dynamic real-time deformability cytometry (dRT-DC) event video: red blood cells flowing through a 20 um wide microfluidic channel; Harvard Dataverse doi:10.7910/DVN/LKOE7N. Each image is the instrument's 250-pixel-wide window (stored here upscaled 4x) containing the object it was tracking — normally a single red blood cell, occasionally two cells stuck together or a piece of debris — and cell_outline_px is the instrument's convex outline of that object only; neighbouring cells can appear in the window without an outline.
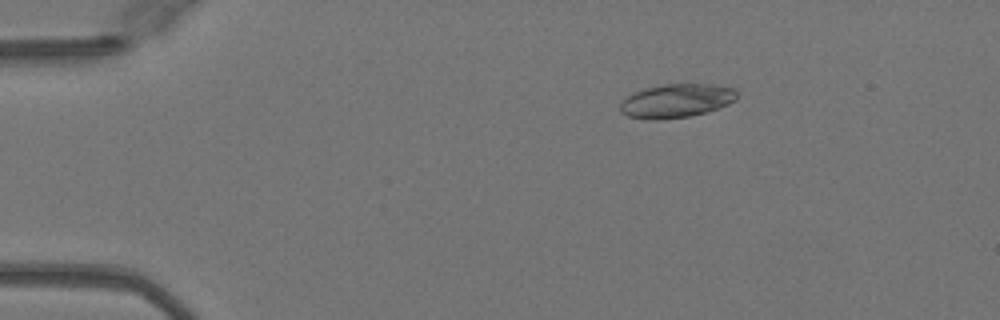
{"species": "Egyptian fruit bat (a non-hibernating species)", "species_latin": "Rousettus aegyptiacus", "temperature_condition": "warm", "stored_images_in_passage": 10, "camera_frame_rate_fps": 3000, "um_per_image_px": 0.085, "animal": {"sex": "female"}, "frame": {"image": 1, "passage_image": 1, "time_ms": 0.0, "image_size_px": [1000, 320], "cell_outline_px": [[736, 100], [720, 108], [708, 112], [692, 116], [656, 120], [648, 120], [628, 116], [620, 112], [620, 104], [628, 96], [644, 88], [664, 84], [708, 84], [736, 88]], "centroid_in_image_um": [57.51, 8.58], "position_along_channel_um": 27.5, "area_um2": 23.06}}
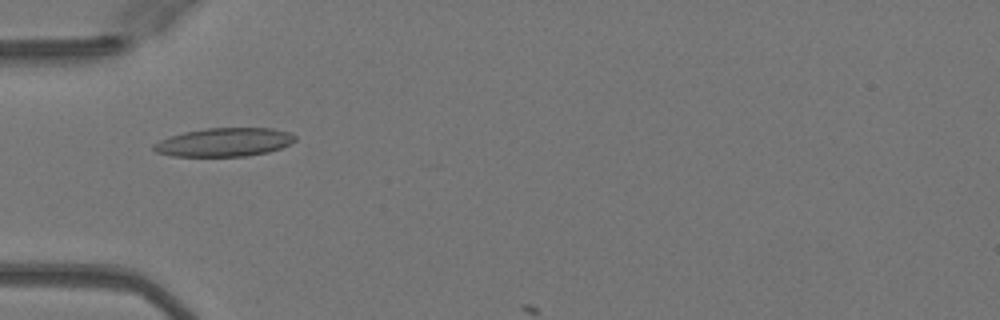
{"frame": {"image": 2, "passage_image": 9, "time_ms": 2.667, "image_size_px": [1000, 320], "cell_outline_px": [[296, 140], [280, 148], [268, 152], [248, 156], [172, 156], [156, 152], [152, 148], [152, 144], [160, 140], [184, 132], [204, 128], [272, 128], [292, 132], [296, 136]], "centroid_in_image_um": [19.07, 12.08], "position_along_channel_um": 65.9, "area_um2": 23.58}}